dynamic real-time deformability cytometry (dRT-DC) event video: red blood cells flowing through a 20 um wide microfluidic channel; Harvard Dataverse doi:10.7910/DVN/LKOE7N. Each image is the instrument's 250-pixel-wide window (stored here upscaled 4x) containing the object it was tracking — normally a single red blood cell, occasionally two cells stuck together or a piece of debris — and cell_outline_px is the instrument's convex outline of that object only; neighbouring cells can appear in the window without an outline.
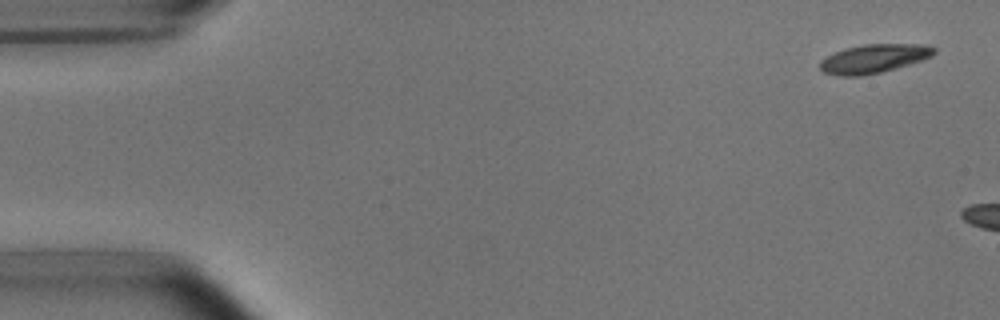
{"species": "common noctule bat (a hibernating species)", "species_latin": "Nyctalus noctula", "temperature_condition": "room temperature", "stored_images_in_passage": 7, "camera_frame_rate_fps": 3000, "um_per_image_px": 0.085, "animal": {"sex": "male", "body_mass_g": 15.6}, "frame": {"image": 1, "passage_image": 2, "time_ms": 0.333, "image_size_px": [1000, 320], "cell_outline_px": [[936, 52], [932, 56], [908, 64], [880, 72], [860, 76], [844, 76], [824, 72], [820, 68], [820, 60], [836, 52], [848, 48], [864, 44], [928, 44], [936, 48]], "centroid_in_image_um": [74.31, 4.97], "position_along_channel_um": 10.7, "area_um2": 18.79}}